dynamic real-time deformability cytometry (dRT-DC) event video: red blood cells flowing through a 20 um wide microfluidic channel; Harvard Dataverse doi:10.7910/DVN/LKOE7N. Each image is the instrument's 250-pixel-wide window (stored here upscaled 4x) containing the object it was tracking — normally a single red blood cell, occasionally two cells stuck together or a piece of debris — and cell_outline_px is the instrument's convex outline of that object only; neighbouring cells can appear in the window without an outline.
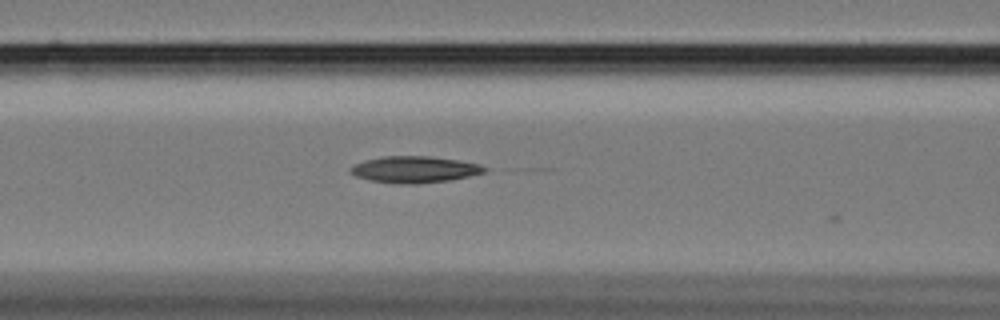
{"species": "Egyptian fruit bat (a non-hibernating species)", "species_latin": "Rousettus aegyptiacus", "temperature_condition": "cold", "stored_images_in_passage": 9, "camera_frame_rate_fps": 3000, "um_per_image_px": 0.085, "animal": {"sex": "female"}, "frame": {"image": 1, "passage_image": 6, "time_ms": 1.667, "image_size_px": [1000, 320], "cell_outline_px": [[488, 168], [484, 172], [452, 180], [420, 184], [396, 184], [368, 180], [356, 176], [348, 172], [348, 168], [364, 160], [384, 156], [428, 156], [456, 160], [480, 164]], "centroid_in_image_um": [35.19, 14.42], "position_along_channel_um": 131.4, "area_um2": 20.87}}